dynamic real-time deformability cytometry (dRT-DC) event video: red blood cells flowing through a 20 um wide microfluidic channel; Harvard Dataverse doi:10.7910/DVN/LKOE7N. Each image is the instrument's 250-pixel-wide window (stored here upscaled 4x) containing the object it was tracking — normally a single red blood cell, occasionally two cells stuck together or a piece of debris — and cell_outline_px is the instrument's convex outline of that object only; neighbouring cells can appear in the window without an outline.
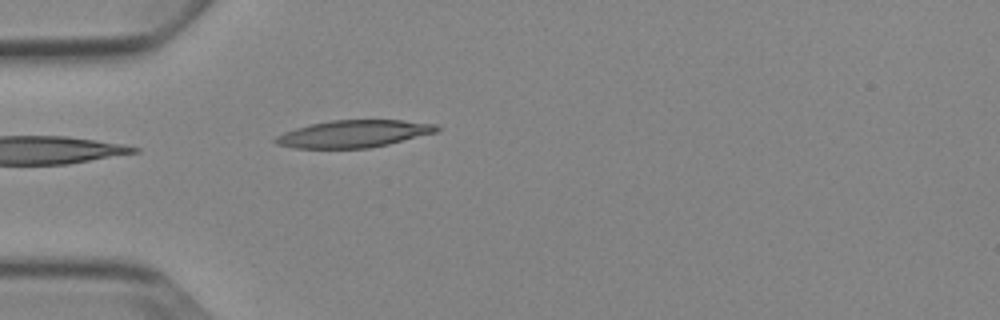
{"species": "Egyptian fruit bat (a non-hibernating species)", "species_latin": "Rousettus aegyptiacus", "temperature_condition": "cold", "stored_images_in_passage": 4, "camera_frame_rate_fps": 3000, "um_per_image_px": 0.085, "animal": {"sex": "female"}, "frame": {"image": 1, "passage_image": 4, "time_ms": 4.333, "image_size_px": [1000, 320], "cell_outline_px": [[440, 128], [436, 132], [388, 144], [368, 148], [296, 148], [276, 144], [272, 140], [276, 136], [284, 132], [308, 124], [332, 120], [404, 120], [436, 124]], "centroid_in_image_um": [30.04, 11.37], "position_along_channel_um": 55.0, "area_um2": 25.55}}